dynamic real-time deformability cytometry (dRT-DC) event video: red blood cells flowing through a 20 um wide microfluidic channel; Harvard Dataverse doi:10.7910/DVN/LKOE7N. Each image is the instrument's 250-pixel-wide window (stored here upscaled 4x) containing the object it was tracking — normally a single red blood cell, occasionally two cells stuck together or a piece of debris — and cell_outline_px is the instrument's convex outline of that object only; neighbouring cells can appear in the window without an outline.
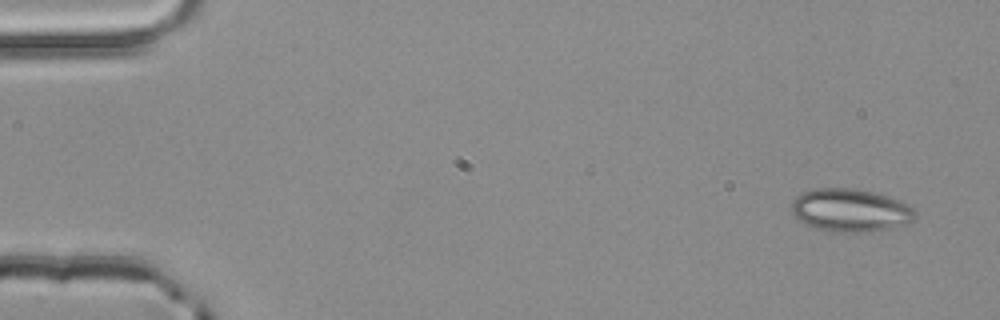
{"species": "common noctule bat (a hibernating species)", "species_latin": "Nyctalus noctula", "temperature_condition": "room temperature", "stored_images_in_passage": 3, "camera_frame_rate_fps": 3000, "um_per_image_px": 0.085, "animal": {"sex": "male", "body_mass_g": 20.4}, "frame": {"image": 1, "passage_image": 1, "time_ms": 0.0, "image_size_px": [1000, 320], "cell_outline_px": [[916, 220], [908, 224], [892, 228], [868, 232], [836, 232], [812, 228], [804, 224], [792, 212], [792, 200], [800, 192], [812, 188], [852, 188], [872, 192], [888, 196], [900, 200], [908, 204], [916, 212]], "centroid_in_image_um": [72.3, 17.88], "position_along_channel_um": 12.7, "area_um2": 31.44}}